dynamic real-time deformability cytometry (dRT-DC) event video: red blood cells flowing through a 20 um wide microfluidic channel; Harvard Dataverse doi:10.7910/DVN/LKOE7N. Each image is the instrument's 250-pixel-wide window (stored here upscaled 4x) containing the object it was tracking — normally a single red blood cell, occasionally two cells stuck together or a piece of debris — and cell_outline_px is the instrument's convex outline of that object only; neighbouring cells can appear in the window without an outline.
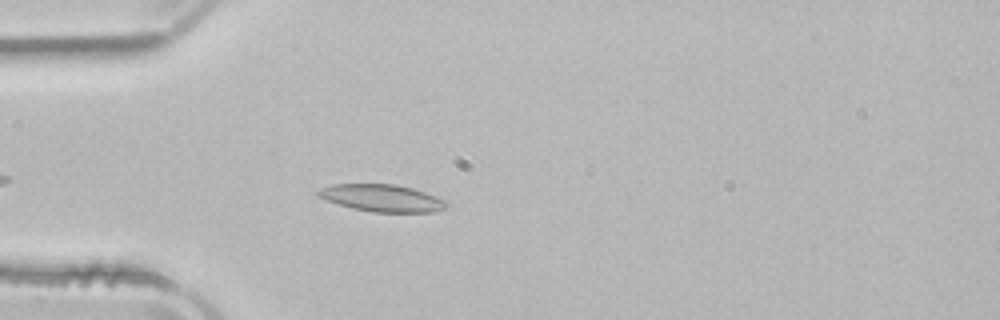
{"species": "common noctule bat (a hibernating species)", "species_latin": "Nyctalus noctula", "temperature_condition": "room temperature", "stored_images_in_passage": 33, "camera_frame_rate_fps": 3000, "um_per_image_px": 0.085, "animal": {"sex": "male", "body_mass_g": 21.5, "forearm_length_mm": 52.0}, "frame": {"image": 1, "passage_image": 6, "time_ms": 1.667, "image_size_px": [1000, 320], "cell_outline_px": [[448, 204], [444, 208], [436, 212], [372, 212], [352, 208], [316, 196], [316, 192], [320, 188], [332, 184], [396, 184], [412, 188], [448, 200]], "centroid_in_image_um": [32.49, 16.83], "position_along_channel_um": 52.5, "area_um2": 20.35}}
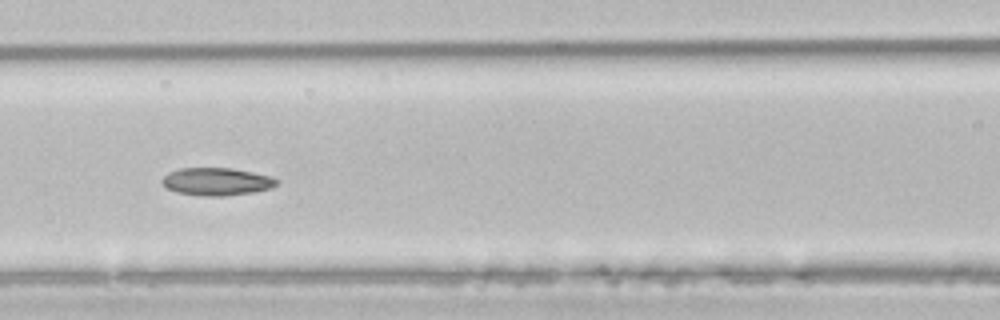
{"frame": {"image": 2, "passage_image": 14, "time_ms": 4.333, "image_size_px": [1000, 320], "cell_outline_px": [[280, 180], [272, 188], [252, 192], [224, 196], [200, 196], [176, 192], [164, 188], [160, 180], [168, 172], [180, 168], [232, 168], [272, 176]], "centroid_in_image_um": [18.39, 15.43], "position_along_channel_um": 148.2, "area_um2": 18.73}}
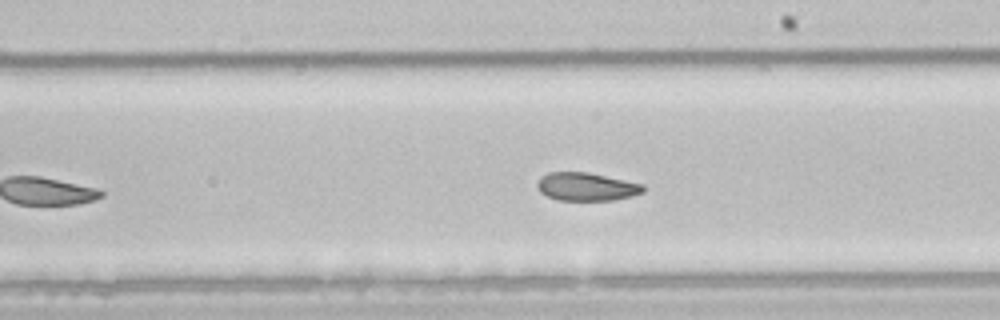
{"frame": {"image": 3, "passage_image": 21, "time_ms": 6.667, "image_size_px": [1000, 320], "cell_outline_px": [[644, 192], [632, 196], [612, 200], [556, 200], [540, 192], [536, 184], [540, 176], [548, 172], [588, 172], [644, 184]], "centroid_in_image_um": [49.83, 15.86], "position_along_channel_um": 239.2, "area_um2": 17.46}, "authors_computed_cell_mechanics": {"area_um2": 19.8832, "velocity_mm_per_s": 3.9246, "shape_relaxation_time_tau1_ms": null, "shape_relaxation_time_tau2_ms": 2.4582, "deformation_change_tau1": null, "deformation_change_tau2": 0.0802}}